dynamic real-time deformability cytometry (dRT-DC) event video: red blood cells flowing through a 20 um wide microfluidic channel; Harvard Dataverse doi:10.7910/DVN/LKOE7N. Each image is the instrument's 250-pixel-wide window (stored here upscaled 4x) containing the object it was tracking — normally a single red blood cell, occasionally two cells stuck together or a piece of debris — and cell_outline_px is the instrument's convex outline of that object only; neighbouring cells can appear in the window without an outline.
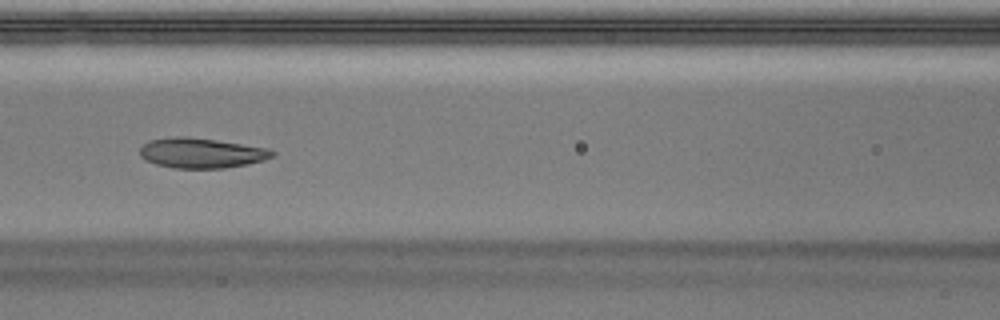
{"species": "Egyptian fruit bat (a non-hibernating species)", "species_latin": "Rousettus aegyptiacus", "temperature_condition": "warm", "stored_images_in_passage": 37, "camera_frame_rate_fps": 3000, "um_per_image_px": 0.085, "animal": {"sex": "male"}, "frame": {"image": 1, "passage_image": 9, "time_ms": 2.667, "image_size_px": [1000, 320], "cell_outline_px": [[276, 152], [272, 156], [264, 160], [248, 164], [224, 168], [172, 168], [156, 164], [144, 160], [140, 156], [140, 148], [144, 144], [152, 140], [176, 136], [184, 136], [216, 140], [268, 148]], "centroid_in_image_um": [17.11, 13.01], "position_along_channel_um": 149.5, "area_um2": 23.12}}
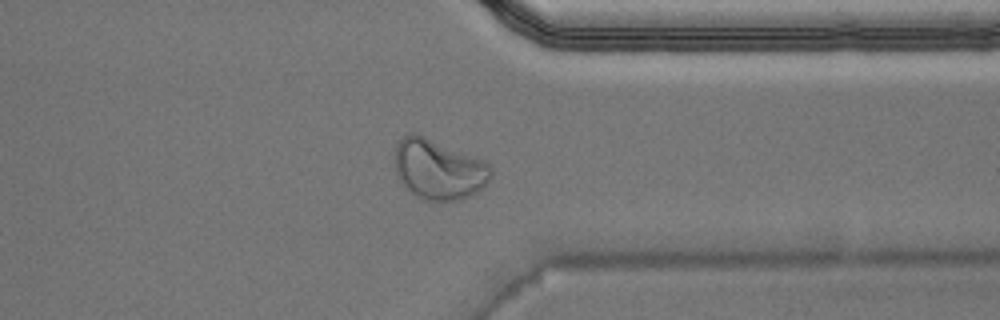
{"frame": {"image": 2, "passage_image": 26, "time_ms": 8.333, "image_size_px": [1000, 320], "cell_outline_px": [[492, 176], [476, 192], [460, 200], [420, 200], [404, 188], [396, 176], [396, 144], [404, 136], [412, 132], [416, 132], [484, 160], [492, 168]], "centroid_in_image_um": [37.25, 14.39], "position_along_channel_um": 374.1, "area_um2": 33.81}}
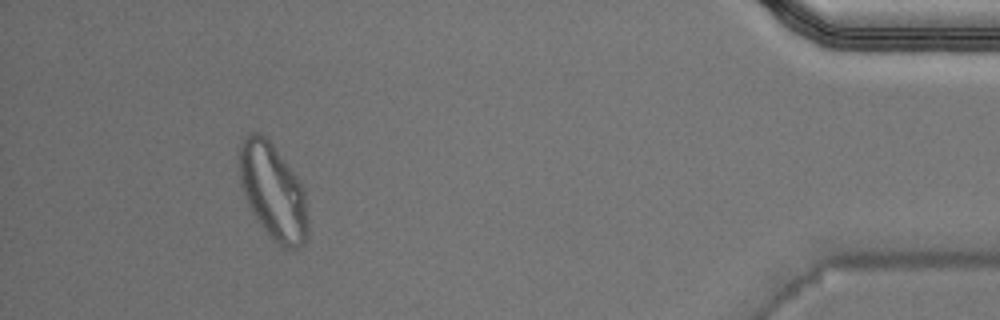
{"frame": {"image": 3, "passage_image": 33, "time_ms": 10.667, "image_size_px": [1000, 320], "cell_outline_px": [[308, 236], [304, 244], [296, 248], [284, 248], [256, 220], [252, 212], [240, 184], [240, 144], [244, 136], [248, 132], [260, 132], [272, 144], [296, 176], [304, 188], [308, 224]], "centroid_in_image_um": [23.21, 16.27], "position_along_channel_um": 412.0, "area_um2": 37.86}, "authors_computed_cell_mechanics": {"area_um2": 24.6806, "velocity_mm_per_s": 4.0133, "shape_relaxation_time_tau1_ms": null, "shape_relaxation_time_tau2_ms": 1.2746, "deformation_change_tau1": null, "deformation_change_tau2": 0.057}}